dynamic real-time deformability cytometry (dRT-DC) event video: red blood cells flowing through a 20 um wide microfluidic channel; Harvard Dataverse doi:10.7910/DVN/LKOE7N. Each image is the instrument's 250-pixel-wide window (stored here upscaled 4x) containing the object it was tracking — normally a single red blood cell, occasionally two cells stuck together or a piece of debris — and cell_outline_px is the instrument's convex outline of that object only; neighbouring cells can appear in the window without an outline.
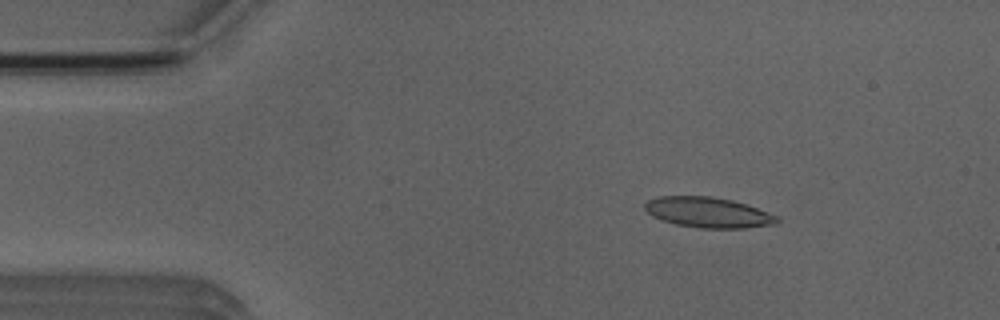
{"species": "Egyptian fruit bat (a non-hibernating species)", "species_latin": "Rousettus aegyptiacus", "temperature_condition": "room temperature", "stored_images_in_passage": 5, "camera_frame_rate_fps": 3000, "um_per_image_px": 0.085, "animal": {"sex": "male"}, "frame": {"image": 1, "passage_image": 2, "time_ms": 1.333, "image_size_px": [1000, 320], "cell_outline_px": [[780, 220], [776, 224], [744, 228], [700, 228], [676, 224], [652, 216], [644, 208], [644, 204], [648, 200], [660, 196], [708, 196], [732, 200], [780, 216]], "centroid_in_image_um": [60.21, 18.06], "position_along_channel_um": 24.8, "area_um2": 23.29}}